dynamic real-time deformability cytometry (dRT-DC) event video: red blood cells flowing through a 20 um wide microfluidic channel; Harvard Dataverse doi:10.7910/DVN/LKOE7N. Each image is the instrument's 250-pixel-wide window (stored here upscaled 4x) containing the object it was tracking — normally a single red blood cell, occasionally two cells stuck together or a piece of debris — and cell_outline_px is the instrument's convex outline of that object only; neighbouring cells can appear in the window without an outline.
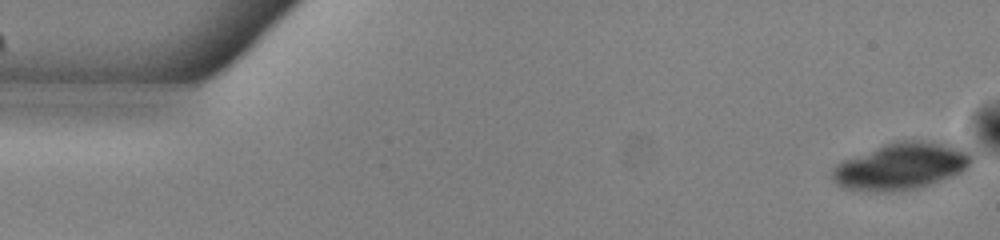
{"species": "common noctule bat (a hibernating species)", "species_latin": "Nyctalus noctula", "temperature_condition": "warm", "stored_images_in_passage": 52, "camera_frame_rate_fps": 3000, "um_per_image_px": 0.085, "animal": {"sex": "male", "body_mass_g": 13.0, "forearm_length_mm": 53.1}, "frame": {"image": 1, "passage_image": 1, "time_ms": 0.0, "image_size_px": [1000, 240], "cell_outline_px": [[972, 160], [968, 168], [952, 176], [920, 188], [900, 192], [876, 192], [844, 188], [836, 184], [832, 180], [832, 168], [836, 164], [844, 160], [884, 144], [896, 140], [928, 140], [956, 144], [964, 148], [972, 156]], "centroid_in_image_um": [76.62, 14.12], "position_along_channel_um": 8.4, "area_um2": 38.67}}